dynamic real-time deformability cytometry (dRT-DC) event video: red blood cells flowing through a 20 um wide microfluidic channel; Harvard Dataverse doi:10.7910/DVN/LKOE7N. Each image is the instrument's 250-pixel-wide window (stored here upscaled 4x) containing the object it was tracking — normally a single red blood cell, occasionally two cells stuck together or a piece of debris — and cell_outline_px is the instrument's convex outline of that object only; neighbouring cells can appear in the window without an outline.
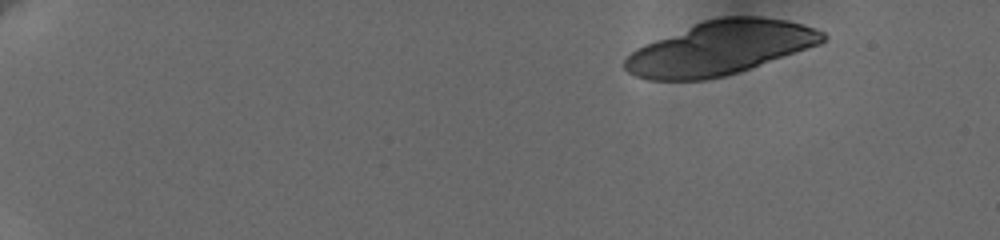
{"species": "human", "species_latin": "Homo sapiens", "temperature_condition": "cold", "stored_images_in_passage": 11, "camera_frame_rate_fps": 3000, "um_per_image_px": 0.085, "donor": {"sex": "female"}, "frame": {"image": 1, "passage_image": 1, "time_ms": 0.0, "image_size_px": [1000, 240], "cell_outline_px": [[828, 36], [820, 44], [740, 72], [724, 76], [704, 80], [648, 80], [636, 76], [628, 72], [624, 68], [624, 60], [636, 48], [644, 44], [704, 20], [720, 16], [764, 16], [788, 20], [824, 32]], "centroid_in_image_um": [61.23, 4.08], "position_along_channel_um": 23.8, "area_um2": 61.85}}
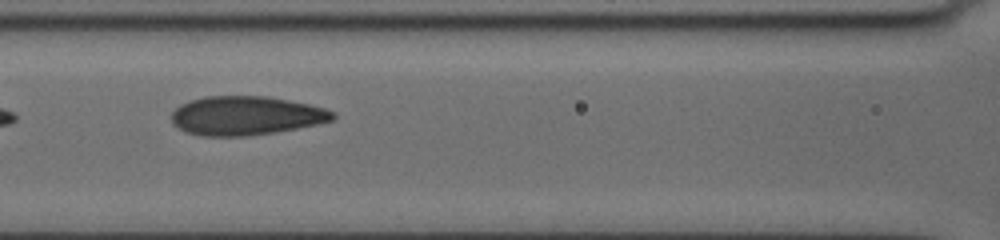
{"frame": {"image": 2, "passage_image": 9, "time_ms": 7.667, "image_size_px": [1000, 240], "cell_outline_px": [[336, 116], [332, 120], [316, 124], [276, 132], [248, 136], [204, 136], [188, 132], [172, 124], [172, 112], [180, 104], [204, 96], [268, 96], [308, 104], [324, 108], [336, 112]], "centroid_in_image_um": [20.91, 9.83], "position_along_channel_um": 145.7, "area_um2": 36.47}}
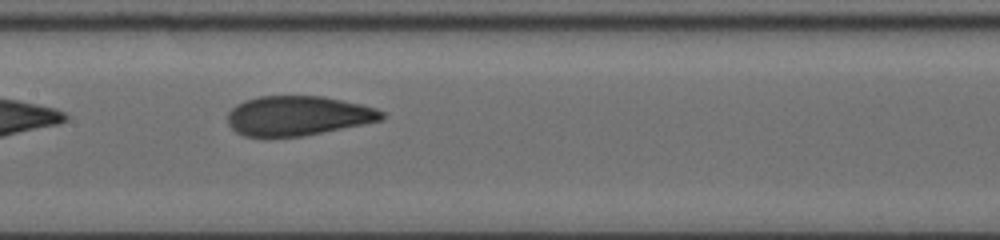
{"frame": {"image": 3, "passage_image": 10, "time_ms": 8.667, "image_size_px": [1000, 240], "cell_outline_px": [[384, 116], [380, 120], [300, 136], [244, 136], [236, 132], [228, 124], [228, 112], [236, 104], [244, 100], [260, 96], [324, 96], [360, 104], [376, 108], [384, 112]], "centroid_in_image_um": [25.27, 9.82], "position_along_channel_um": 182.1, "area_um2": 35.08}}